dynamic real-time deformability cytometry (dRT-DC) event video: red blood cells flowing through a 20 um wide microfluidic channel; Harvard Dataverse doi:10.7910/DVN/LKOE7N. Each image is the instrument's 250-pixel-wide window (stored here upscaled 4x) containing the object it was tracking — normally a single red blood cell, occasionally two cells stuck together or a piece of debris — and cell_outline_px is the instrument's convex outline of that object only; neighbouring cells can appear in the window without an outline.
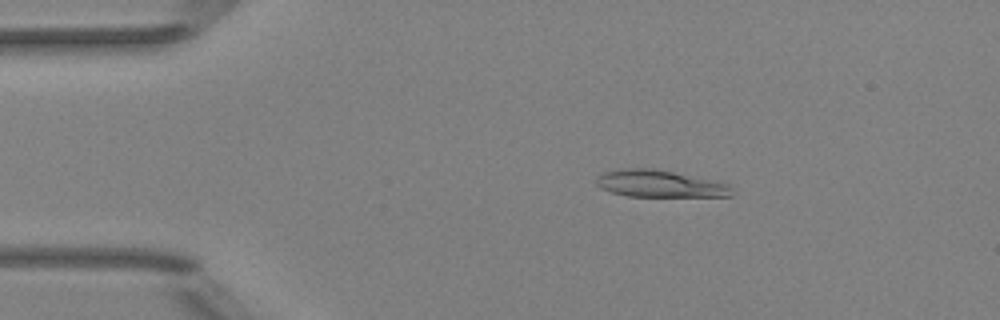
{"species": "Egyptian fruit bat (a non-hibernating species)", "species_latin": "Rousettus aegyptiacus", "temperature_condition": "room temperature", "stored_images_in_passage": 4, "camera_frame_rate_fps": 3000, "um_per_image_px": 0.085, "animal": {"sex": "female"}, "frame": {"image": 1, "passage_image": 3, "time_ms": 2.333, "image_size_px": [1000, 320], "cell_outline_px": [[732, 196], [628, 196], [612, 192], [600, 188], [596, 184], [596, 180], [604, 172], [624, 168], [652, 168], [672, 172], [728, 184], [732, 188]], "centroid_in_image_um": [56.04, 15.62], "position_along_channel_um": 29.0, "area_um2": 20.87}}